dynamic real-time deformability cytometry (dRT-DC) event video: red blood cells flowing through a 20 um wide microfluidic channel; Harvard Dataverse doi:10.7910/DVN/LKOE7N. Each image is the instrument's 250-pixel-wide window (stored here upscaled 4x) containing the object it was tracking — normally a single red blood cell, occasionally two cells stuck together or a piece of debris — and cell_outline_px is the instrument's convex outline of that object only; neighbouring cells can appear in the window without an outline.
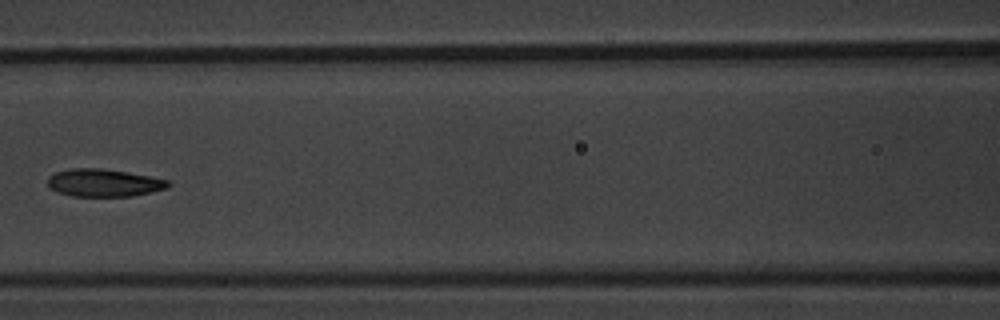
{"species": "common noctule bat (a hibernating species)", "species_latin": "Nyctalus noctula", "temperature_condition": "warm", "stored_images_in_passage": 7, "camera_frame_rate_fps": 3000, "um_per_image_px": 0.085, "animal": {"sex": "male", "body_mass_g": 20.1, "forearm_length_mm": 53.5}, "frame": {"image": 1, "passage_image": 7, "time_ms": 7.0, "image_size_px": [1000, 320], "cell_outline_px": [[172, 184], [168, 188], [152, 192], [132, 196], [72, 196], [56, 192], [48, 188], [48, 176], [56, 172], [72, 168], [104, 168], [128, 172], [168, 180]], "centroid_in_image_um": [8.82, 15.54], "position_along_channel_um": 157.8, "area_um2": 19.59}}